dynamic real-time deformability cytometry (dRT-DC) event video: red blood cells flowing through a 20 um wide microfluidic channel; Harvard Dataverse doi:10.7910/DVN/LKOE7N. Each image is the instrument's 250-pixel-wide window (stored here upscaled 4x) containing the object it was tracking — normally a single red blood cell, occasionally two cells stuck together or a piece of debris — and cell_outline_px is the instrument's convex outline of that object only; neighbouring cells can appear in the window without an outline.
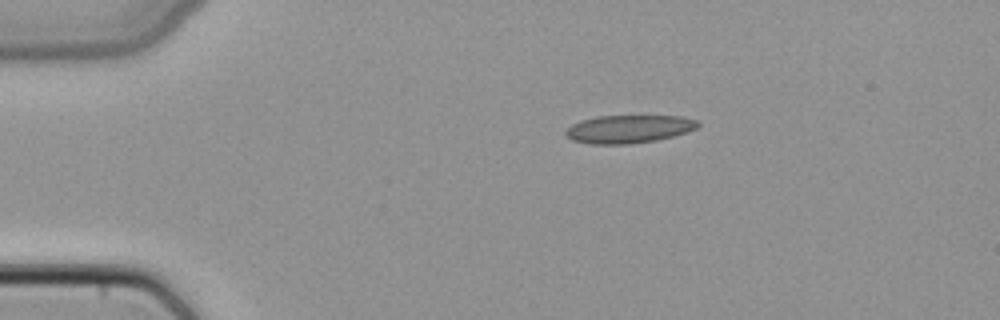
{"species": "common noctule bat (a hibernating species)", "species_latin": "Nyctalus noctula", "temperature_condition": "cold", "stored_images_in_passage": 3, "camera_frame_rate_fps": 3000, "um_per_image_px": 0.085, "animal": {"sex": "female", "body_mass_g": 22.7, "forearm_length_mm": 54.2}, "frame": {"image": 1, "passage_image": 1, "time_ms": 0.0, "image_size_px": [1000, 320], "cell_outline_px": [[700, 124], [696, 128], [688, 132], [656, 140], [628, 144], [588, 144], [572, 140], [564, 132], [572, 124], [580, 120], [596, 116], [680, 116], [696, 120]], "centroid_in_image_um": [53.42, 10.96], "position_along_channel_um": 31.6, "area_um2": 21.56}}
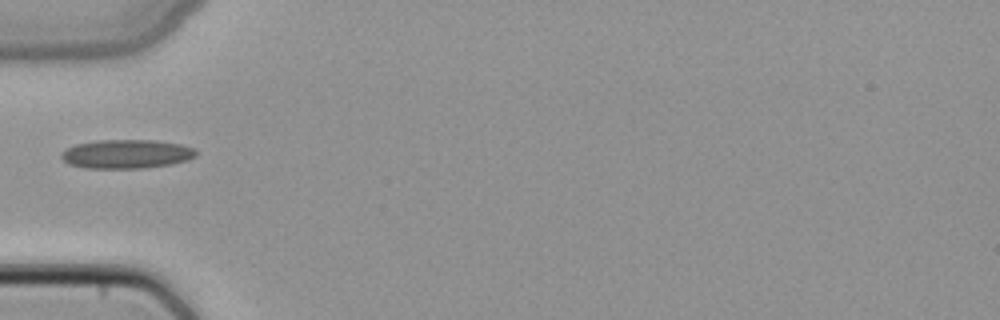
{"frame": {"image": 2, "passage_image": 3, "time_ms": 0.667, "image_size_px": [1000, 320], "cell_outline_px": [[196, 156], [188, 160], [172, 164], [144, 168], [84, 168], [68, 164], [60, 156], [60, 152], [64, 148], [76, 144], [96, 140], [156, 140], [180, 144], [196, 148]], "centroid_in_image_um": [10.73, 13.08], "position_along_channel_um": 74.3, "area_um2": 23.0}}